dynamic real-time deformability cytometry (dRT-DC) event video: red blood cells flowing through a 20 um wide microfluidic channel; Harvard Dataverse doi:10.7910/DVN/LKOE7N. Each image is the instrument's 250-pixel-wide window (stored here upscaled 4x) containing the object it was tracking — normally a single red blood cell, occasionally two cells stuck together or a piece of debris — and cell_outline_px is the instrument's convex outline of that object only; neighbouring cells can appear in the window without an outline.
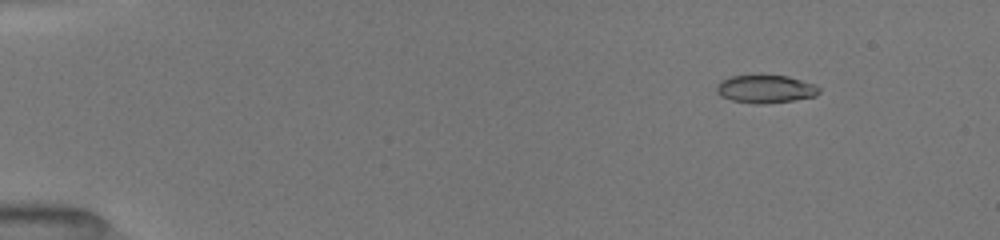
{"species": "common noctule bat (a hibernating species)", "species_latin": "Nyctalus noctula", "temperature_condition": "room temperature", "stored_images_in_passage": 53, "camera_frame_rate_fps": 3000, "um_per_image_px": 0.085, "animal": {"sex": "female", "body_mass_g": 19.5, "forearm_length_mm": 54.1}, "frame": {"image": 1, "passage_image": 8, "time_ms": 2.0, "image_size_px": [1000, 240], "cell_outline_px": [[820, 92], [816, 96], [792, 100], [760, 104], [756, 104], [732, 100], [720, 96], [716, 92], [716, 84], [720, 80], [728, 76], [760, 72], [788, 76], [816, 84], [820, 88]], "centroid_in_image_um": [65.02, 7.5], "position_along_channel_um": 20.0, "area_um2": 17.57}}
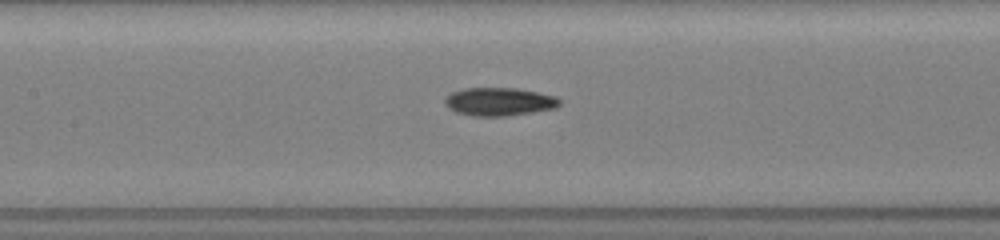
{"frame": {"image": 2, "passage_image": 27, "time_ms": 8.333, "image_size_px": [1000, 240], "cell_outline_px": [[560, 104], [556, 108], [508, 116], [472, 116], [456, 112], [448, 108], [444, 104], [444, 100], [452, 92], [464, 88], [516, 88], [556, 96], [560, 100]], "centroid_in_image_um": [42.42, 8.65], "position_along_channel_um": 165.0, "area_um2": 18.84}}
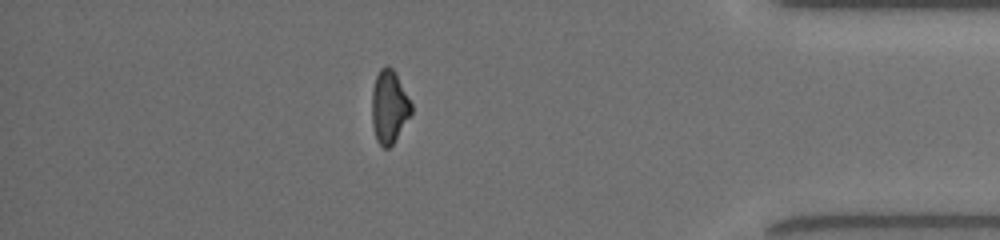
{"frame": {"image": 3, "passage_image": 47, "time_ms": 15.0, "image_size_px": [1000, 240], "cell_outline_px": [[412, 112], [392, 144], [388, 148], [384, 148], [376, 140], [372, 124], [372, 88], [376, 76], [380, 68], [388, 64], [396, 72], [412, 104]], "centroid_in_image_um": [33.07, 9.03], "position_along_channel_um": 402.1, "area_um2": 16.76}, "authors_computed_cell_mechanics": {"area_um2": 17.4556, "velocity_mm_per_s": 4.0367, "shape_relaxation_time_tau1_ms": 7.595, "shape_relaxation_time_tau2_ms": 4.1622, "deformation_change_tau1": 0.2044, "deformation_change_tau2": 0.1181}}